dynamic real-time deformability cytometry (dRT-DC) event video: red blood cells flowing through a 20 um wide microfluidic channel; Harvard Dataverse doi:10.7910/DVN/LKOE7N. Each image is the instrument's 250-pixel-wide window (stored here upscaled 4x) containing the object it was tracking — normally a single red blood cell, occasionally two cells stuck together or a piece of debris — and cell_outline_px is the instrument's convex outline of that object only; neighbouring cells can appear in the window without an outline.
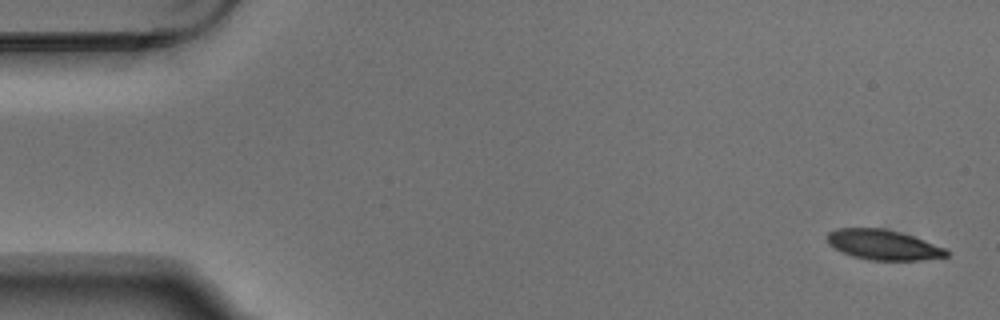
{"species": "Egyptian fruit bat (a non-hibernating species)", "species_latin": "Rousettus aegyptiacus", "temperature_condition": "warm", "stored_images_in_passage": 4, "segment_of_instrument_passage": [2, 2], "camera_frame_rate_fps": 3000, "um_per_image_px": 0.085, "animal": {"sex": "male"}, "frame": {"image": 1, "passage_image": 4, "time_ms": 1.0, "image_size_px": [1000, 320], "cell_outline_px": [[948, 256], [920, 260], [868, 260], [852, 256], [828, 244], [824, 236], [828, 232], [836, 228], [884, 228], [900, 232], [924, 240], [944, 248], [948, 252]], "centroid_in_image_um": [75.02, 20.8], "position_along_channel_um": 10.0, "area_um2": 20.87}}